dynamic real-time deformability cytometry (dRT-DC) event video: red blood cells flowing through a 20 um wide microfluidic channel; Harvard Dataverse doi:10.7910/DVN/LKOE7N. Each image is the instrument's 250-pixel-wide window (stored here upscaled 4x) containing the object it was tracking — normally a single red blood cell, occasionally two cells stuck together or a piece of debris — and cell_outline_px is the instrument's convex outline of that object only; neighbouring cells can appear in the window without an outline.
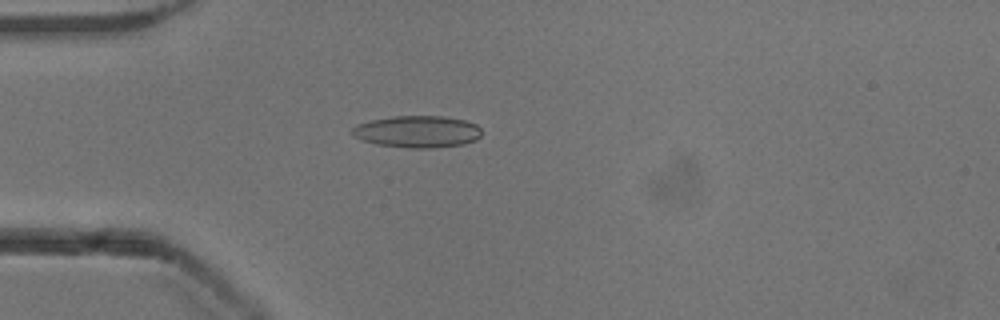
{"species": "common noctule bat (a hibernating species)", "species_latin": "Nyctalus noctula", "temperature_condition": "cold", "stored_images_in_passage": 53, "camera_frame_rate_fps": 3000, "um_per_image_px": 0.085, "animal": {"sex": "male", "body_mass_g": 13.3}, "frame": {"image": 1, "passage_image": 15, "time_ms": 4.667, "image_size_px": [1000, 320], "cell_outline_px": [[480, 136], [476, 140], [464, 144], [432, 148], [408, 148], [376, 144], [364, 140], [356, 136], [352, 132], [352, 128], [356, 124], [372, 120], [392, 116], [444, 116], [464, 120], [476, 124], [480, 128]], "centroid_in_image_um": [35.5, 11.19], "position_along_channel_um": 49.5, "area_um2": 23.99}}
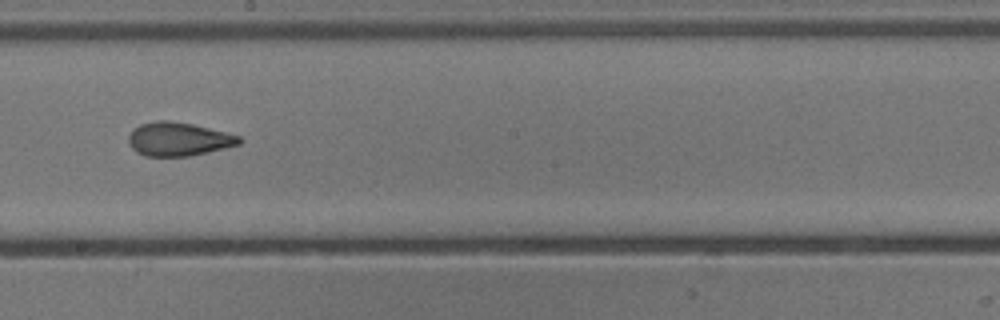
{"frame": {"image": 2, "passage_image": 30, "time_ms": 9.667, "image_size_px": [1000, 320], "cell_outline_px": [[244, 140], [240, 144], [208, 152], [188, 156], [144, 156], [136, 152], [132, 148], [128, 140], [128, 136], [132, 128], [140, 124], [156, 120], [168, 120], [192, 124], [240, 136]], "centroid_in_image_um": [15.14, 11.82], "position_along_channel_um": 233.1, "area_um2": 21.73}}
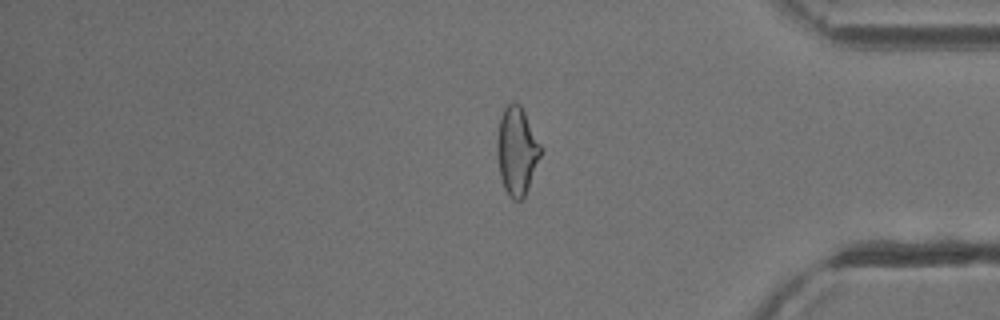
{"frame": {"image": 3, "passage_image": 44, "time_ms": 14.333, "image_size_px": [1000, 320], "cell_outline_px": [[540, 156], [528, 188], [524, 196], [520, 200], [512, 200], [508, 196], [504, 188], [500, 176], [496, 152], [496, 140], [500, 116], [504, 108], [512, 100], [520, 104], [540, 144]], "centroid_in_image_um": [43.89, 12.82], "position_along_channel_um": 391.3, "area_um2": 22.25}, "authors_computed_cell_mechanics": {"area_um2": 22.542, "velocity_mm_per_s": 3.8987, "shape_relaxation_time_tau1_ms": 6.5471, "shape_relaxation_time_tau2_ms": 1.7535, "deformation_change_tau1": 0.185, "deformation_change_tau2": 0.0974}}